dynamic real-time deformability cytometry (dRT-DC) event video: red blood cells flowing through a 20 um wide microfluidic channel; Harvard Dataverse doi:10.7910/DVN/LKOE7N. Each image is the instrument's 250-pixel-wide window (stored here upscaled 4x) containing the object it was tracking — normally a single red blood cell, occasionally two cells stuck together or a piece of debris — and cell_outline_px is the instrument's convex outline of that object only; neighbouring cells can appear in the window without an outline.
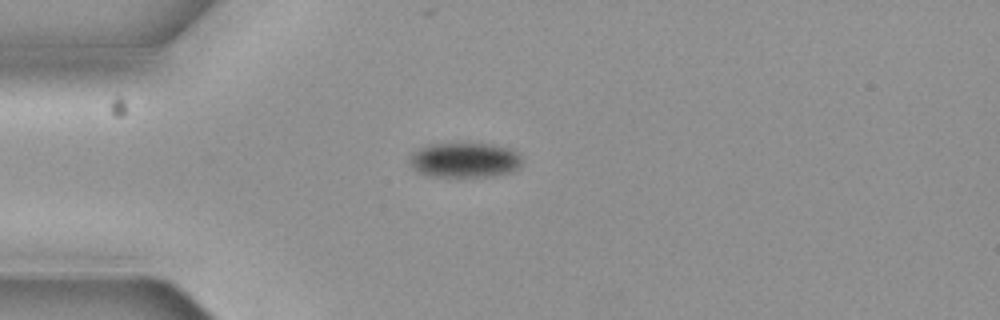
{"species": "common noctule bat (a hibernating species)", "species_latin": "Nyctalus noctula", "temperature_condition": "cold", "stored_images_in_passage": 6, "camera_frame_rate_fps": 3000, "um_per_image_px": 0.085, "animal": {"sex": "female", "body_mass_g": 19.3, "forearm_length_mm": 54.1}, "frame": {"image": 1, "passage_image": 6, "time_ms": 1.667, "image_size_px": [1000, 320], "cell_outline_px": [[520, 168], [508, 172], [492, 176], [428, 176], [416, 172], [412, 168], [412, 152], [420, 148], [432, 144], [492, 144], [508, 148], [516, 152], [520, 156]], "centroid_in_image_um": [39.49, 13.61], "position_along_channel_um": 45.5, "area_um2": 22.48}}